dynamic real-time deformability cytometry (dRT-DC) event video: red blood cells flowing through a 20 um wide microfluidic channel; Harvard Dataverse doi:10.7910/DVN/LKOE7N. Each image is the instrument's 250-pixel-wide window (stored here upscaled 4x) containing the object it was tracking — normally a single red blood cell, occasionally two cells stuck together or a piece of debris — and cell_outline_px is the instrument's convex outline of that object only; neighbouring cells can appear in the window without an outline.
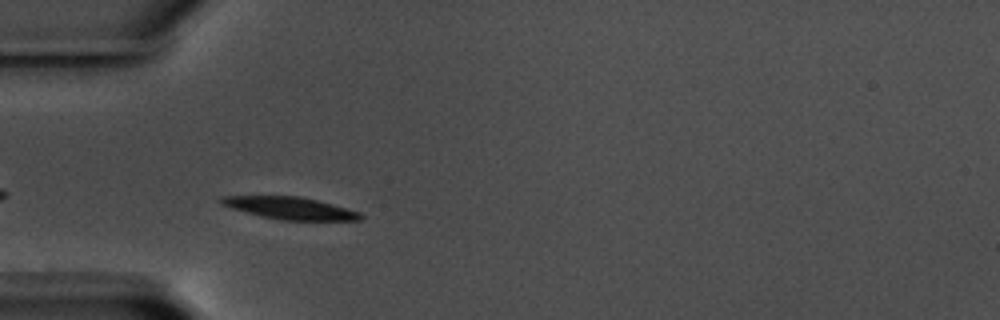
{"species": "common noctule bat (a hibernating species)", "species_latin": "Nyctalus noctula", "temperature_condition": "warm", "stored_images_in_passage": 36, "camera_frame_rate_fps": 3000, "um_per_image_px": 0.085, "animal": {"sex": "male", "body_mass_g": 17.5, "forearm_length_mm": 52.3}, "frame": {"image": 1, "passage_image": 3, "time_ms": 0.667, "image_size_px": [1000, 320], "cell_outline_px": [[364, 216], [360, 220], [280, 220], [232, 208], [220, 204], [216, 200], [220, 196], [300, 196], [316, 200], [360, 212]], "centroid_in_image_um": [24.62, 17.68], "position_along_channel_um": 60.4, "area_um2": 17.8}}
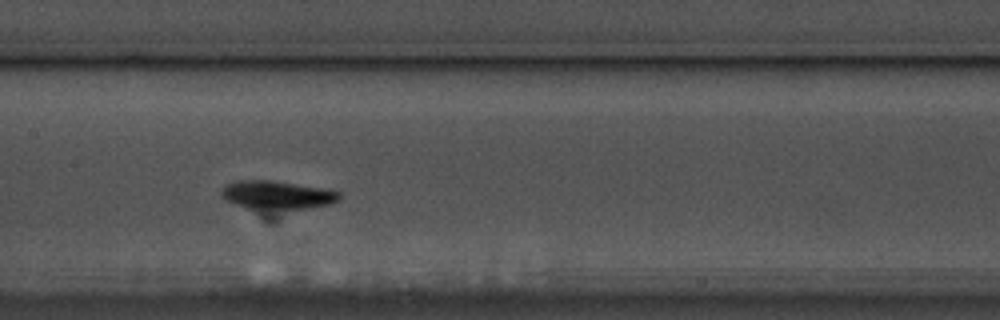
{"frame": {"image": 2, "passage_image": 14, "time_ms": 4.333, "image_size_px": [1000, 320], "cell_outline_px": [[340, 200], [328, 204], [304, 208], [244, 208], [224, 200], [220, 196], [220, 192], [228, 184], [236, 180], [276, 180], [320, 188], [340, 192]], "centroid_in_image_um": [23.49, 16.55], "position_along_channel_um": 183.9, "area_um2": 19.25}}
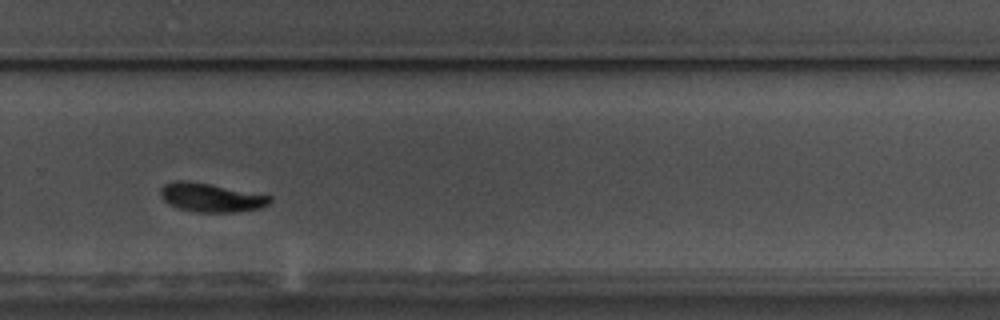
{"frame": {"image": 3, "passage_image": 25, "time_ms": 8.0, "image_size_px": [1000, 320], "cell_outline_px": [[272, 200], [268, 204], [260, 208], [232, 212], [196, 212], [176, 208], [168, 204], [160, 196], [160, 188], [164, 184], [172, 180], [184, 180], [212, 184], [272, 196]], "centroid_in_image_um": [17.89, 16.78], "position_along_channel_um": 311.9, "area_um2": 18.5}, "authors_computed_cell_mechanics": {"area_um2": 18.3804, "velocity_mm_per_s": 3.4919, "shape_relaxation_time_tau1_ms": 1.4419, "shape_relaxation_time_tau2_ms": 4.5371, "deformation_change_tau1": 0.1402, "deformation_change_tau2": 0.0956}}